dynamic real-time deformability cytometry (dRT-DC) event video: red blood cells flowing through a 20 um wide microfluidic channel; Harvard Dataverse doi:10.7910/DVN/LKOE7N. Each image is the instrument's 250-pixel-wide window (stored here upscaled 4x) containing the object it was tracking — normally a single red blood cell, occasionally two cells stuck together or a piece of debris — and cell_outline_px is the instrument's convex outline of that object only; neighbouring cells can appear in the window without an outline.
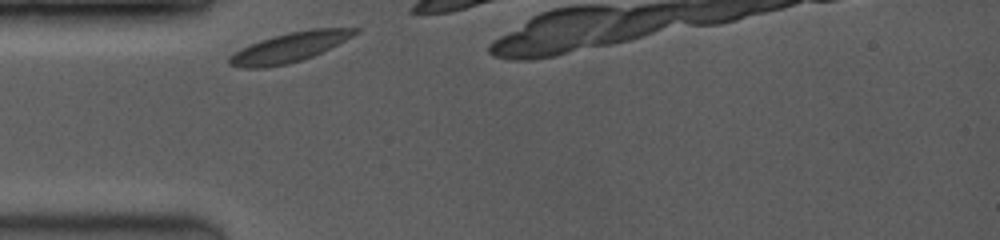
{"species": "common noctule bat (a hibernating species)", "species_latin": "Nyctalus noctula", "temperature_condition": "room temperature", "stored_images_in_passage": 25, "camera_frame_rate_fps": 3500, "um_per_image_px": 0.085, "animal": {"sex": "female", "body_mass_g": 19.0, "forearm_length_mm": 53.3}, "frame": {"image": 1, "passage_image": 1, "time_ms": 0.0, "image_size_px": [1000, 240], "cell_outline_px": [[360, 32], [312, 56], [288, 64], [264, 68], [240, 68], [228, 64], [228, 56], [240, 48], [260, 40], [288, 32], [312, 28], [360, 28]], "centroid_in_image_um": [24.54, 4.02], "position_along_channel_um": 60.5, "area_um2": 21.56}}
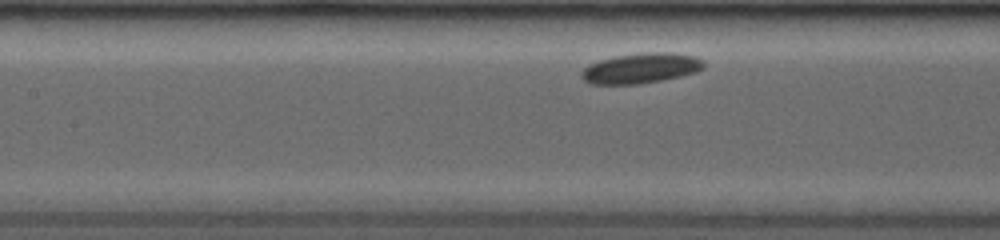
{"frame": {"image": 2, "passage_image": 9, "time_ms": 2.571, "image_size_px": [1000, 240], "cell_outline_px": [[704, 68], [696, 72], [680, 76], [640, 84], [592, 84], [584, 80], [580, 76], [580, 72], [588, 64], [600, 60], [616, 56], [644, 52], [668, 52], [692, 56], [704, 60]], "centroid_in_image_um": [54.45, 5.8], "position_along_channel_um": 152.9, "area_um2": 21.5}}
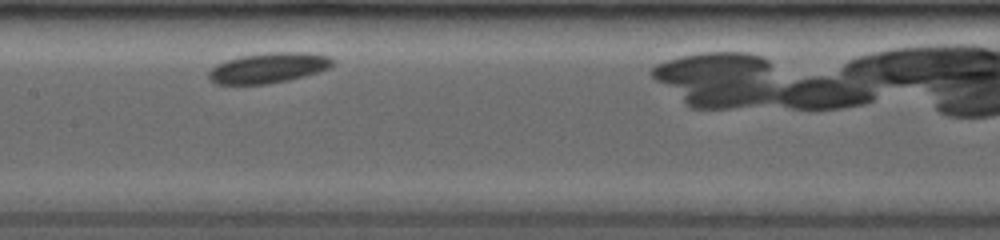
{"frame": {"image": 3, "passage_image": 12, "time_ms": 3.429, "image_size_px": [1000, 240], "cell_outline_px": [[332, 64], [328, 68], [304, 76], [288, 80], [264, 84], [216, 84], [208, 80], [208, 72], [216, 64], [240, 56], [268, 52], [308, 52], [328, 56], [332, 60]], "centroid_in_image_um": [22.77, 5.76], "position_along_channel_um": 184.6, "area_um2": 21.73}}